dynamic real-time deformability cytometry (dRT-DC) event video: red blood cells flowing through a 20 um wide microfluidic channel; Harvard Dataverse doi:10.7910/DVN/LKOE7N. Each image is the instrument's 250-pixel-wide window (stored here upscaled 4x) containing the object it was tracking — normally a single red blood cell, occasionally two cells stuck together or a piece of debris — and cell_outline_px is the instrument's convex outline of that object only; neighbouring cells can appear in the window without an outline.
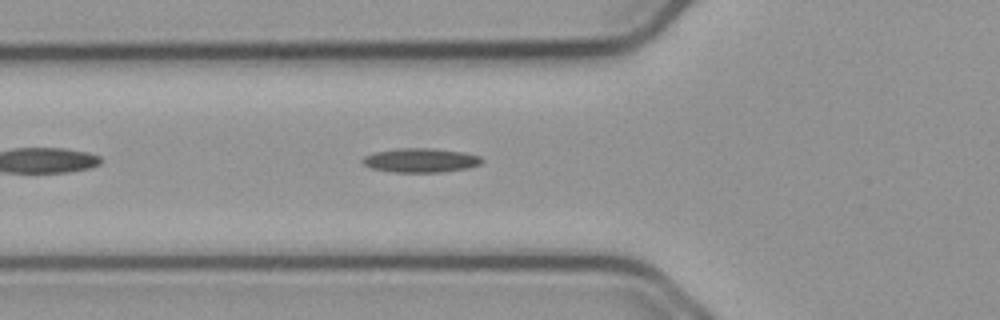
{"species": "common noctule bat (a hibernating species)", "species_latin": "Nyctalus noctula", "temperature_condition": "cold", "stored_images_in_passage": 38, "camera_frame_rate_fps": 3000, "um_per_image_px": 0.085, "animal": {"sex": "male", "body_mass_g": 23.1, "forearm_length_mm": 52.7}, "frame": {"image": 1, "passage_image": 4, "time_ms": 1.0, "image_size_px": [1000, 320], "cell_outline_px": [[484, 160], [480, 164], [468, 168], [440, 172], [392, 172], [372, 168], [364, 164], [360, 160], [364, 156], [376, 152], [400, 148], [432, 148], [464, 152], [480, 156]], "centroid_in_image_um": [35.77, 13.62], "position_along_channel_um": 90.0, "area_um2": 16.76}}
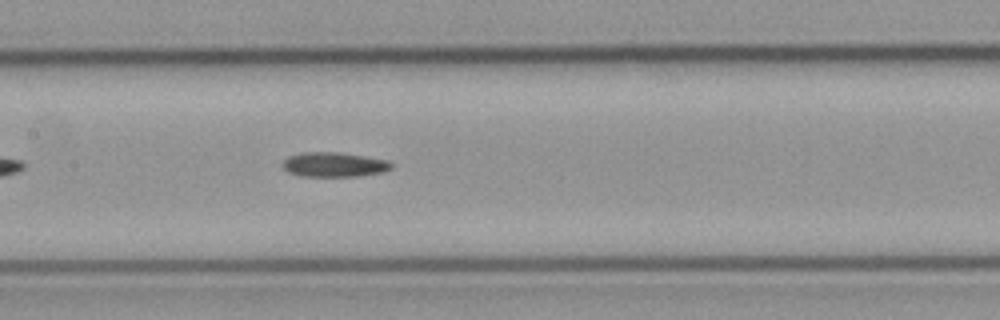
{"frame": {"image": 2, "passage_image": 11, "time_ms": 3.333, "image_size_px": [1000, 320], "cell_outline_px": [[392, 168], [384, 172], [360, 176], [300, 176], [288, 172], [280, 164], [288, 156], [300, 152], [336, 152], [388, 160], [392, 164]], "centroid_in_image_um": [28.37, 13.99], "position_along_channel_um": 179.0, "area_um2": 15.66}}
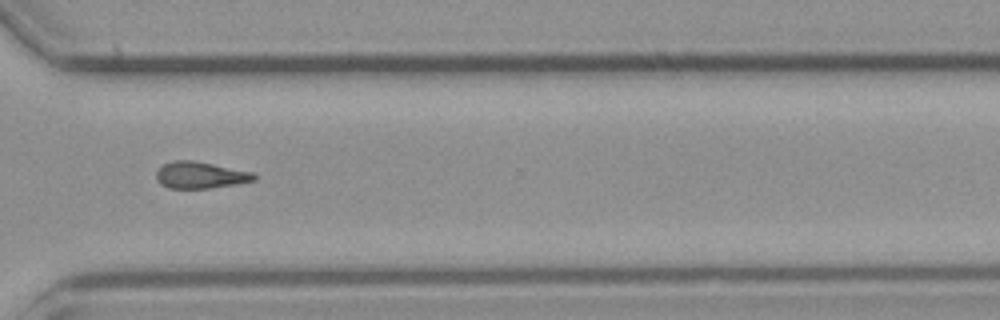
{"frame": {"image": 3, "passage_image": 25, "time_ms": 8.0, "image_size_px": [1000, 320], "cell_outline_px": [[256, 180], [236, 184], [208, 188], [168, 188], [160, 184], [156, 180], [156, 172], [164, 164], [172, 160], [192, 160], [252, 172], [256, 176]], "centroid_in_image_um": [16.99, 14.88], "position_along_channel_um": 353.6, "area_um2": 15.09}}